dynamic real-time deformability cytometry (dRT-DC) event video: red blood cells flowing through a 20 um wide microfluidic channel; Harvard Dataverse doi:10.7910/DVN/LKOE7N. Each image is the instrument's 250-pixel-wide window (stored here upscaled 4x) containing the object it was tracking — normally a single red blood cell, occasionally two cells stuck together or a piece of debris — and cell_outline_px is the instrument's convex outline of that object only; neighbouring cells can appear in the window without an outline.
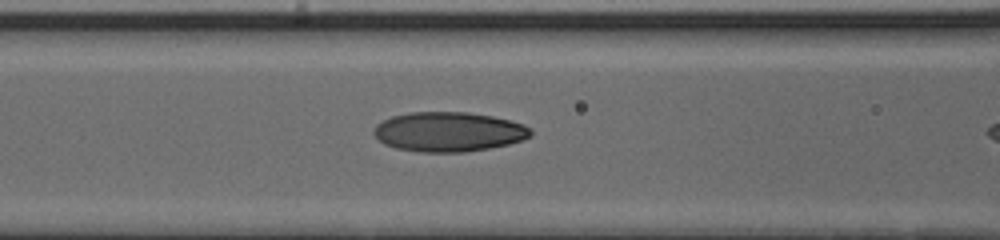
{"species": "human", "species_latin": "Homo sapiens", "temperature_condition": "cold", "stored_images_in_passage": 26, "camera_frame_rate_fps": 3000, "um_per_image_px": 0.085, "donor": {"sex": "male"}, "frame": {"image": 1, "passage_image": 21, "time_ms": 6.667, "image_size_px": [1000, 240], "cell_outline_px": [[532, 136], [508, 144], [488, 148], [464, 152], [420, 152], [396, 148], [384, 144], [372, 132], [376, 124], [392, 116], [408, 112], [468, 112], [492, 116], [512, 120], [524, 124], [532, 128]], "centroid_in_image_um": [38.15, 11.19], "position_along_channel_um": 128.5, "area_um2": 36.36}}
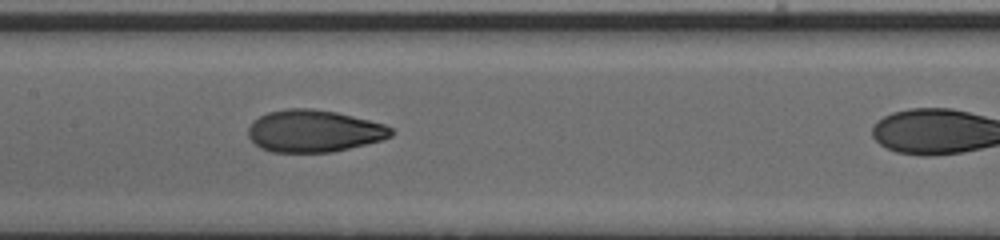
{"frame": {"image": 2, "passage_image": 25, "time_ms": 8.0, "image_size_px": [1000, 240], "cell_outline_px": [[396, 132], [392, 136], [380, 140], [332, 152], [272, 152], [260, 148], [248, 136], [248, 128], [260, 116], [268, 112], [288, 108], [312, 108], [336, 112], [384, 124], [392, 128]], "centroid_in_image_um": [26.69, 11.13], "position_along_channel_um": 180.7, "area_um2": 34.85}}